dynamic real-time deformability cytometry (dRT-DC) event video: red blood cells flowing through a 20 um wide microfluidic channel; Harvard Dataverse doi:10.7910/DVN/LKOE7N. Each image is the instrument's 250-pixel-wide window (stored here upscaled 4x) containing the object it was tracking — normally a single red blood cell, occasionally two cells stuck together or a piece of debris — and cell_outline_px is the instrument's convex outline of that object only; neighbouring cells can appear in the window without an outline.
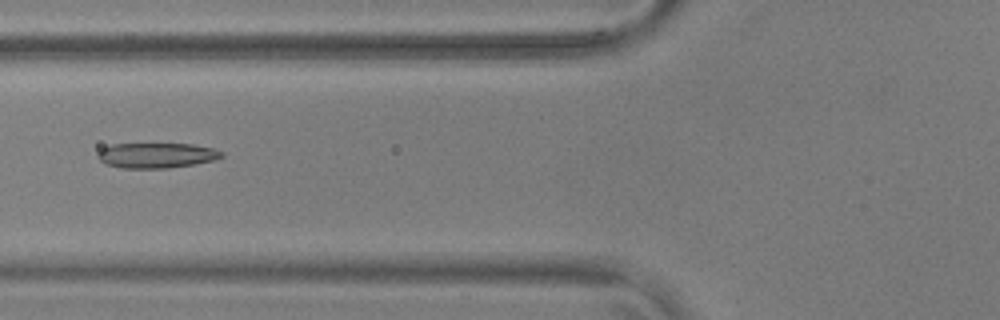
{"species": "common noctule bat (a hibernating species)", "species_latin": "Nyctalus noctula", "temperature_condition": "warm", "stored_images_in_passage": 41, "camera_frame_rate_fps": 3000, "um_per_image_px": 0.085, "animal": {"sex": "male", "body_mass_g": 17.9, "forearm_length_mm": 54.2}, "frame": {"image": 1, "passage_image": 8, "time_ms": 2.333, "image_size_px": [1000, 320], "cell_outline_px": [[224, 156], [212, 160], [196, 164], [168, 168], [120, 168], [104, 164], [96, 156], [100, 148], [112, 144], [192, 144], [212, 148], [224, 152]], "centroid_in_image_um": [13.26, 13.21], "position_along_channel_um": 112.5, "area_um2": 18.32}}
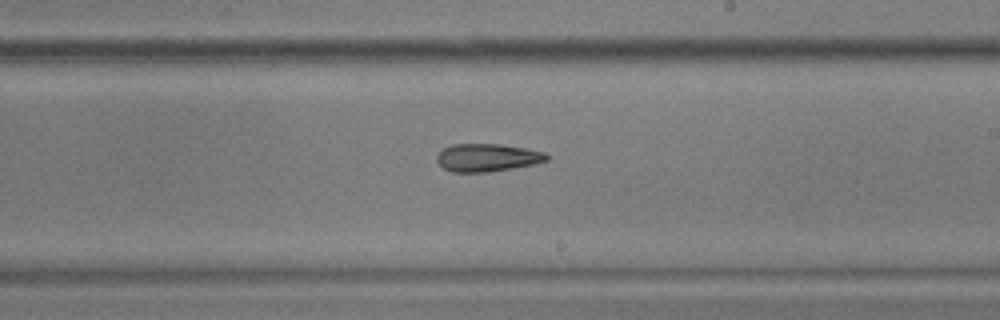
{"frame": {"image": 2, "passage_image": 19, "time_ms": 6.0, "image_size_px": [1000, 320], "cell_outline_px": [[548, 160], [532, 164], [512, 168], [484, 172], [452, 172], [444, 168], [436, 160], [436, 156], [444, 148], [452, 144], [500, 144], [524, 148], [544, 152], [548, 156]], "centroid_in_image_um": [41.39, 13.39], "position_along_channel_um": 247.6, "area_um2": 17.57}}
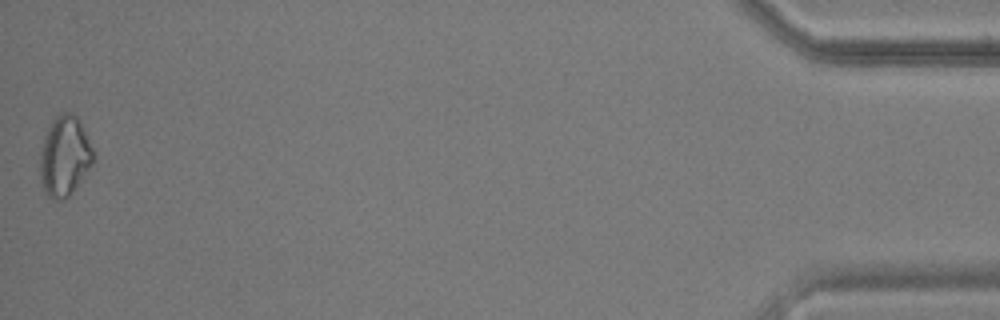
{"frame": {"image": 3, "passage_image": 41, "time_ms": 13.333, "image_size_px": [1000, 320], "cell_outline_px": [[96, 152], [92, 164], [68, 196], [60, 200], [52, 200], [44, 192], [40, 176], [40, 152], [44, 136], [52, 120], [60, 112], [72, 112], [76, 116], [84, 128]], "centroid_in_image_um": [5.49, 13.24], "position_along_channel_um": 429.7, "area_um2": 24.97}}